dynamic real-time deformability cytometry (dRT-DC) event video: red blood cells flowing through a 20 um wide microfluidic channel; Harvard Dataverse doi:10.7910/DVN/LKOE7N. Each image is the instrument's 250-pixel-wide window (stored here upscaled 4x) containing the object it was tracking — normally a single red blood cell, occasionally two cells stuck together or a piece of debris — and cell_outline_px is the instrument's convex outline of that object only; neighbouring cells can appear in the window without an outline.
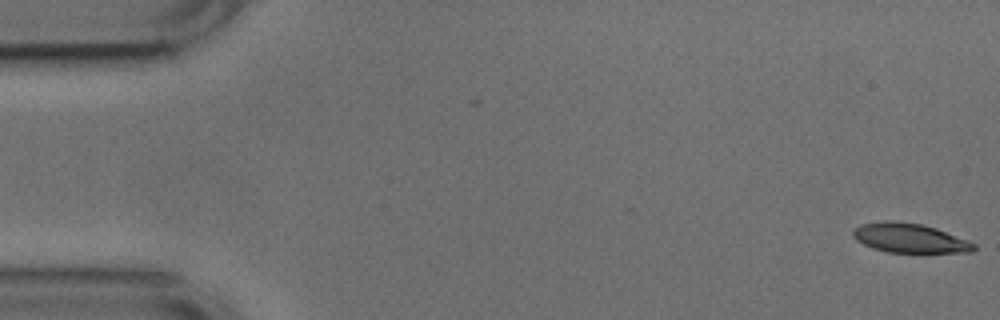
{"species": "common noctule bat (a hibernating species)", "species_latin": "Nyctalus noctula", "temperature_condition": "cold", "stored_images_in_passage": 2, "camera_frame_rate_fps": 3000, "um_per_image_px": 0.085, "animal": {"sex": "male", "body_mass_g": 17.9, "forearm_length_mm": 54.2}, "frame": {"image": 1, "passage_image": 2, "time_ms": 0.333, "image_size_px": [1000, 320], "cell_outline_px": [[976, 248], [972, 252], [888, 252], [872, 248], [856, 240], [852, 236], [852, 232], [860, 224], [880, 220], [892, 220], [920, 224], [936, 228], [968, 240], [976, 244]], "centroid_in_image_um": [77.3, 20.22], "position_along_channel_um": 7.7, "area_um2": 20.69}}